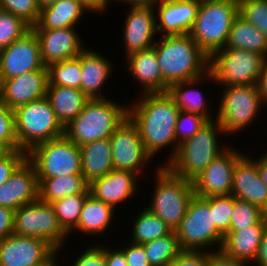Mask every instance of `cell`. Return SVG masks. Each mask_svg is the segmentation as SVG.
I'll list each match as a JSON object with an SVG mask.
<instances>
[{
    "label": "cell",
    "mask_w": 267,
    "mask_h": 266,
    "mask_svg": "<svg viewBox=\"0 0 267 266\" xmlns=\"http://www.w3.org/2000/svg\"><path fill=\"white\" fill-rule=\"evenodd\" d=\"M145 98L128 111L138 128L146 151L154 156L159 149L176 142L179 109L168 93H145Z\"/></svg>",
    "instance_id": "1"
},
{
    "label": "cell",
    "mask_w": 267,
    "mask_h": 266,
    "mask_svg": "<svg viewBox=\"0 0 267 266\" xmlns=\"http://www.w3.org/2000/svg\"><path fill=\"white\" fill-rule=\"evenodd\" d=\"M162 38L153 47L164 79V93L171 84L201 78L208 72L209 57L189 33Z\"/></svg>",
    "instance_id": "2"
},
{
    "label": "cell",
    "mask_w": 267,
    "mask_h": 266,
    "mask_svg": "<svg viewBox=\"0 0 267 266\" xmlns=\"http://www.w3.org/2000/svg\"><path fill=\"white\" fill-rule=\"evenodd\" d=\"M128 110L105 98L89 99L82 112L64 127V135L78 146L108 139L128 117Z\"/></svg>",
    "instance_id": "3"
},
{
    "label": "cell",
    "mask_w": 267,
    "mask_h": 266,
    "mask_svg": "<svg viewBox=\"0 0 267 266\" xmlns=\"http://www.w3.org/2000/svg\"><path fill=\"white\" fill-rule=\"evenodd\" d=\"M238 14V0H201L189 34L209 57L225 47Z\"/></svg>",
    "instance_id": "4"
},
{
    "label": "cell",
    "mask_w": 267,
    "mask_h": 266,
    "mask_svg": "<svg viewBox=\"0 0 267 266\" xmlns=\"http://www.w3.org/2000/svg\"><path fill=\"white\" fill-rule=\"evenodd\" d=\"M14 114L18 150L28 153L37 144L64 135V127L46 97L18 106Z\"/></svg>",
    "instance_id": "5"
},
{
    "label": "cell",
    "mask_w": 267,
    "mask_h": 266,
    "mask_svg": "<svg viewBox=\"0 0 267 266\" xmlns=\"http://www.w3.org/2000/svg\"><path fill=\"white\" fill-rule=\"evenodd\" d=\"M209 121L193 137L179 145L166 165L174 174L193 181L224 150L216 142V131L224 133L218 120Z\"/></svg>",
    "instance_id": "6"
},
{
    "label": "cell",
    "mask_w": 267,
    "mask_h": 266,
    "mask_svg": "<svg viewBox=\"0 0 267 266\" xmlns=\"http://www.w3.org/2000/svg\"><path fill=\"white\" fill-rule=\"evenodd\" d=\"M155 195L147 209L175 231L194 194L193 182L174 174L166 165L158 171Z\"/></svg>",
    "instance_id": "7"
},
{
    "label": "cell",
    "mask_w": 267,
    "mask_h": 266,
    "mask_svg": "<svg viewBox=\"0 0 267 266\" xmlns=\"http://www.w3.org/2000/svg\"><path fill=\"white\" fill-rule=\"evenodd\" d=\"M263 61L262 55L251 51L222 48L209 56L207 75L226 86L257 85Z\"/></svg>",
    "instance_id": "8"
},
{
    "label": "cell",
    "mask_w": 267,
    "mask_h": 266,
    "mask_svg": "<svg viewBox=\"0 0 267 266\" xmlns=\"http://www.w3.org/2000/svg\"><path fill=\"white\" fill-rule=\"evenodd\" d=\"M27 159L34 165L37 178L81 174L80 148L65 135L37 144Z\"/></svg>",
    "instance_id": "9"
},
{
    "label": "cell",
    "mask_w": 267,
    "mask_h": 266,
    "mask_svg": "<svg viewBox=\"0 0 267 266\" xmlns=\"http://www.w3.org/2000/svg\"><path fill=\"white\" fill-rule=\"evenodd\" d=\"M175 232L182 250H199L217 242L222 246L224 239V235L216 228L213 221L210 197L202 198L194 195Z\"/></svg>",
    "instance_id": "10"
},
{
    "label": "cell",
    "mask_w": 267,
    "mask_h": 266,
    "mask_svg": "<svg viewBox=\"0 0 267 266\" xmlns=\"http://www.w3.org/2000/svg\"><path fill=\"white\" fill-rule=\"evenodd\" d=\"M14 233L20 236L41 238L59 250L64 236L51 203L40 198L14 211Z\"/></svg>",
    "instance_id": "11"
},
{
    "label": "cell",
    "mask_w": 267,
    "mask_h": 266,
    "mask_svg": "<svg viewBox=\"0 0 267 266\" xmlns=\"http://www.w3.org/2000/svg\"><path fill=\"white\" fill-rule=\"evenodd\" d=\"M226 89L216 118L224 133H232L251 123L263 100L258 85H232Z\"/></svg>",
    "instance_id": "12"
},
{
    "label": "cell",
    "mask_w": 267,
    "mask_h": 266,
    "mask_svg": "<svg viewBox=\"0 0 267 266\" xmlns=\"http://www.w3.org/2000/svg\"><path fill=\"white\" fill-rule=\"evenodd\" d=\"M44 66L39 41L32 29L0 50V79L14 78Z\"/></svg>",
    "instance_id": "13"
},
{
    "label": "cell",
    "mask_w": 267,
    "mask_h": 266,
    "mask_svg": "<svg viewBox=\"0 0 267 266\" xmlns=\"http://www.w3.org/2000/svg\"><path fill=\"white\" fill-rule=\"evenodd\" d=\"M56 252L44 239L12 234L0 239V266H37Z\"/></svg>",
    "instance_id": "14"
},
{
    "label": "cell",
    "mask_w": 267,
    "mask_h": 266,
    "mask_svg": "<svg viewBox=\"0 0 267 266\" xmlns=\"http://www.w3.org/2000/svg\"><path fill=\"white\" fill-rule=\"evenodd\" d=\"M112 162L116 170L140 171L143 162L152 157L145 149L138 128L127 117L110 137Z\"/></svg>",
    "instance_id": "15"
},
{
    "label": "cell",
    "mask_w": 267,
    "mask_h": 266,
    "mask_svg": "<svg viewBox=\"0 0 267 266\" xmlns=\"http://www.w3.org/2000/svg\"><path fill=\"white\" fill-rule=\"evenodd\" d=\"M224 150L192 181L196 196L207 198L231 194L233 170L243 154L228 147Z\"/></svg>",
    "instance_id": "16"
},
{
    "label": "cell",
    "mask_w": 267,
    "mask_h": 266,
    "mask_svg": "<svg viewBox=\"0 0 267 266\" xmlns=\"http://www.w3.org/2000/svg\"><path fill=\"white\" fill-rule=\"evenodd\" d=\"M48 68L33 70L9 79H0V99L9 108L28 104L46 97Z\"/></svg>",
    "instance_id": "17"
},
{
    "label": "cell",
    "mask_w": 267,
    "mask_h": 266,
    "mask_svg": "<svg viewBox=\"0 0 267 266\" xmlns=\"http://www.w3.org/2000/svg\"><path fill=\"white\" fill-rule=\"evenodd\" d=\"M39 198V183L34 165L26 159L0 186V206L15 211Z\"/></svg>",
    "instance_id": "18"
},
{
    "label": "cell",
    "mask_w": 267,
    "mask_h": 266,
    "mask_svg": "<svg viewBox=\"0 0 267 266\" xmlns=\"http://www.w3.org/2000/svg\"><path fill=\"white\" fill-rule=\"evenodd\" d=\"M39 41L42 63L76 58L84 49L73 27L56 29H32Z\"/></svg>",
    "instance_id": "19"
},
{
    "label": "cell",
    "mask_w": 267,
    "mask_h": 266,
    "mask_svg": "<svg viewBox=\"0 0 267 266\" xmlns=\"http://www.w3.org/2000/svg\"><path fill=\"white\" fill-rule=\"evenodd\" d=\"M231 195L258 206L267 214V187L260 178L257 161L242 156L233 170Z\"/></svg>",
    "instance_id": "20"
},
{
    "label": "cell",
    "mask_w": 267,
    "mask_h": 266,
    "mask_svg": "<svg viewBox=\"0 0 267 266\" xmlns=\"http://www.w3.org/2000/svg\"><path fill=\"white\" fill-rule=\"evenodd\" d=\"M153 6H133L126 17L125 42L127 56L153 47L156 29Z\"/></svg>",
    "instance_id": "21"
},
{
    "label": "cell",
    "mask_w": 267,
    "mask_h": 266,
    "mask_svg": "<svg viewBox=\"0 0 267 266\" xmlns=\"http://www.w3.org/2000/svg\"><path fill=\"white\" fill-rule=\"evenodd\" d=\"M201 4V0H172L158 4L159 21L157 31H164L165 35L189 33Z\"/></svg>",
    "instance_id": "22"
},
{
    "label": "cell",
    "mask_w": 267,
    "mask_h": 266,
    "mask_svg": "<svg viewBox=\"0 0 267 266\" xmlns=\"http://www.w3.org/2000/svg\"><path fill=\"white\" fill-rule=\"evenodd\" d=\"M135 174L137 173L113 169L89 184L90 194L114 207L116 203L124 201L136 191Z\"/></svg>",
    "instance_id": "23"
},
{
    "label": "cell",
    "mask_w": 267,
    "mask_h": 266,
    "mask_svg": "<svg viewBox=\"0 0 267 266\" xmlns=\"http://www.w3.org/2000/svg\"><path fill=\"white\" fill-rule=\"evenodd\" d=\"M267 224H254L240 230H230L219 248L226 256L245 264L256 258Z\"/></svg>",
    "instance_id": "24"
},
{
    "label": "cell",
    "mask_w": 267,
    "mask_h": 266,
    "mask_svg": "<svg viewBox=\"0 0 267 266\" xmlns=\"http://www.w3.org/2000/svg\"><path fill=\"white\" fill-rule=\"evenodd\" d=\"M81 154V174L91 184L114 169L110 138L93 141L79 146Z\"/></svg>",
    "instance_id": "25"
},
{
    "label": "cell",
    "mask_w": 267,
    "mask_h": 266,
    "mask_svg": "<svg viewBox=\"0 0 267 266\" xmlns=\"http://www.w3.org/2000/svg\"><path fill=\"white\" fill-rule=\"evenodd\" d=\"M46 98L63 127L82 112L89 100L80 89L68 86H48Z\"/></svg>",
    "instance_id": "26"
},
{
    "label": "cell",
    "mask_w": 267,
    "mask_h": 266,
    "mask_svg": "<svg viewBox=\"0 0 267 266\" xmlns=\"http://www.w3.org/2000/svg\"><path fill=\"white\" fill-rule=\"evenodd\" d=\"M127 57L132 74L145 87L144 93H164V79L154 47Z\"/></svg>",
    "instance_id": "27"
},
{
    "label": "cell",
    "mask_w": 267,
    "mask_h": 266,
    "mask_svg": "<svg viewBox=\"0 0 267 266\" xmlns=\"http://www.w3.org/2000/svg\"><path fill=\"white\" fill-rule=\"evenodd\" d=\"M80 64L81 91L89 99L103 98L99 92L111 72L110 63L98 53L85 49L80 53Z\"/></svg>",
    "instance_id": "28"
},
{
    "label": "cell",
    "mask_w": 267,
    "mask_h": 266,
    "mask_svg": "<svg viewBox=\"0 0 267 266\" xmlns=\"http://www.w3.org/2000/svg\"><path fill=\"white\" fill-rule=\"evenodd\" d=\"M88 10L79 0H59L58 2L40 9L39 19L31 29H56L74 27Z\"/></svg>",
    "instance_id": "29"
},
{
    "label": "cell",
    "mask_w": 267,
    "mask_h": 266,
    "mask_svg": "<svg viewBox=\"0 0 267 266\" xmlns=\"http://www.w3.org/2000/svg\"><path fill=\"white\" fill-rule=\"evenodd\" d=\"M37 179L39 198L44 202L51 203L75 194H90L89 184L82 174Z\"/></svg>",
    "instance_id": "30"
},
{
    "label": "cell",
    "mask_w": 267,
    "mask_h": 266,
    "mask_svg": "<svg viewBox=\"0 0 267 266\" xmlns=\"http://www.w3.org/2000/svg\"><path fill=\"white\" fill-rule=\"evenodd\" d=\"M224 48L243 49L267 56V37L239 14L235 18Z\"/></svg>",
    "instance_id": "31"
},
{
    "label": "cell",
    "mask_w": 267,
    "mask_h": 266,
    "mask_svg": "<svg viewBox=\"0 0 267 266\" xmlns=\"http://www.w3.org/2000/svg\"><path fill=\"white\" fill-rule=\"evenodd\" d=\"M113 210V206L95 199L90 194L83 204L78 226L75 229L92 235L99 234L108 227Z\"/></svg>",
    "instance_id": "32"
},
{
    "label": "cell",
    "mask_w": 267,
    "mask_h": 266,
    "mask_svg": "<svg viewBox=\"0 0 267 266\" xmlns=\"http://www.w3.org/2000/svg\"><path fill=\"white\" fill-rule=\"evenodd\" d=\"M142 245L151 266H170L182 251L175 231Z\"/></svg>",
    "instance_id": "33"
},
{
    "label": "cell",
    "mask_w": 267,
    "mask_h": 266,
    "mask_svg": "<svg viewBox=\"0 0 267 266\" xmlns=\"http://www.w3.org/2000/svg\"><path fill=\"white\" fill-rule=\"evenodd\" d=\"M199 78L186 80L183 82H177L171 84L168 87L167 93L174 100L176 106L179 110L184 112L198 113L204 117H206L209 121H212L213 118L205 110L203 95L194 89H186L183 91L185 85L194 84V82L198 81Z\"/></svg>",
    "instance_id": "34"
},
{
    "label": "cell",
    "mask_w": 267,
    "mask_h": 266,
    "mask_svg": "<svg viewBox=\"0 0 267 266\" xmlns=\"http://www.w3.org/2000/svg\"><path fill=\"white\" fill-rule=\"evenodd\" d=\"M47 68L48 86H68L81 90L80 54L73 59L50 63Z\"/></svg>",
    "instance_id": "35"
},
{
    "label": "cell",
    "mask_w": 267,
    "mask_h": 266,
    "mask_svg": "<svg viewBox=\"0 0 267 266\" xmlns=\"http://www.w3.org/2000/svg\"><path fill=\"white\" fill-rule=\"evenodd\" d=\"M133 243L142 244L166 236L172 229L147 208L137 217L133 228Z\"/></svg>",
    "instance_id": "36"
},
{
    "label": "cell",
    "mask_w": 267,
    "mask_h": 266,
    "mask_svg": "<svg viewBox=\"0 0 267 266\" xmlns=\"http://www.w3.org/2000/svg\"><path fill=\"white\" fill-rule=\"evenodd\" d=\"M89 195L75 194L51 202L58 222L67 234L78 226L83 204Z\"/></svg>",
    "instance_id": "37"
},
{
    "label": "cell",
    "mask_w": 267,
    "mask_h": 266,
    "mask_svg": "<svg viewBox=\"0 0 267 266\" xmlns=\"http://www.w3.org/2000/svg\"><path fill=\"white\" fill-rule=\"evenodd\" d=\"M254 224H267V214L258 206L234 197L230 230H240Z\"/></svg>",
    "instance_id": "38"
},
{
    "label": "cell",
    "mask_w": 267,
    "mask_h": 266,
    "mask_svg": "<svg viewBox=\"0 0 267 266\" xmlns=\"http://www.w3.org/2000/svg\"><path fill=\"white\" fill-rule=\"evenodd\" d=\"M30 29L21 18L0 9V50L21 38Z\"/></svg>",
    "instance_id": "39"
},
{
    "label": "cell",
    "mask_w": 267,
    "mask_h": 266,
    "mask_svg": "<svg viewBox=\"0 0 267 266\" xmlns=\"http://www.w3.org/2000/svg\"><path fill=\"white\" fill-rule=\"evenodd\" d=\"M186 122H188L187 126ZM208 122L209 120L206 117L198 113L180 110L175 127L176 141L179 142L176 144L172 158L176 155L179 145L193 137Z\"/></svg>",
    "instance_id": "40"
},
{
    "label": "cell",
    "mask_w": 267,
    "mask_h": 266,
    "mask_svg": "<svg viewBox=\"0 0 267 266\" xmlns=\"http://www.w3.org/2000/svg\"><path fill=\"white\" fill-rule=\"evenodd\" d=\"M239 15L267 37V0H238Z\"/></svg>",
    "instance_id": "41"
},
{
    "label": "cell",
    "mask_w": 267,
    "mask_h": 266,
    "mask_svg": "<svg viewBox=\"0 0 267 266\" xmlns=\"http://www.w3.org/2000/svg\"><path fill=\"white\" fill-rule=\"evenodd\" d=\"M234 209V197L230 195L210 196V211L216 228L225 236L230 231V220Z\"/></svg>",
    "instance_id": "42"
},
{
    "label": "cell",
    "mask_w": 267,
    "mask_h": 266,
    "mask_svg": "<svg viewBox=\"0 0 267 266\" xmlns=\"http://www.w3.org/2000/svg\"><path fill=\"white\" fill-rule=\"evenodd\" d=\"M0 9L21 18L30 27L36 25L40 15L36 0H0Z\"/></svg>",
    "instance_id": "43"
},
{
    "label": "cell",
    "mask_w": 267,
    "mask_h": 266,
    "mask_svg": "<svg viewBox=\"0 0 267 266\" xmlns=\"http://www.w3.org/2000/svg\"><path fill=\"white\" fill-rule=\"evenodd\" d=\"M0 142L6 143L12 150H18L15 131L14 109L9 108L0 99Z\"/></svg>",
    "instance_id": "44"
},
{
    "label": "cell",
    "mask_w": 267,
    "mask_h": 266,
    "mask_svg": "<svg viewBox=\"0 0 267 266\" xmlns=\"http://www.w3.org/2000/svg\"><path fill=\"white\" fill-rule=\"evenodd\" d=\"M27 159L23 150H13L6 158L0 160V186L11 177L15 170Z\"/></svg>",
    "instance_id": "45"
},
{
    "label": "cell",
    "mask_w": 267,
    "mask_h": 266,
    "mask_svg": "<svg viewBox=\"0 0 267 266\" xmlns=\"http://www.w3.org/2000/svg\"><path fill=\"white\" fill-rule=\"evenodd\" d=\"M170 266H208V252L182 250Z\"/></svg>",
    "instance_id": "46"
},
{
    "label": "cell",
    "mask_w": 267,
    "mask_h": 266,
    "mask_svg": "<svg viewBox=\"0 0 267 266\" xmlns=\"http://www.w3.org/2000/svg\"><path fill=\"white\" fill-rule=\"evenodd\" d=\"M73 266H106V248L89 247L77 258Z\"/></svg>",
    "instance_id": "47"
},
{
    "label": "cell",
    "mask_w": 267,
    "mask_h": 266,
    "mask_svg": "<svg viewBox=\"0 0 267 266\" xmlns=\"http://www.w3.org/2000/svg\"><path fill=\"white\" fill-rule=\"evenodd\" d=\"M128 266H151L142 244L132 243L127 249H122Z\"/></svg>",
    "instance_id": "48"
},
{
    "label": "cell",
    "mask_w": 267,
    "mask_h": 266,
    "mask_svg": "<svg viewBox=\"0 0 267 266\" xmlns=\"http://www.w3.org/2000/svg\"><path fill=\"white\" fill-rule=\"evenodd\" d=\"M14 211L10 208L0 206V239L14 233Z\"/></svg>",
    "instance_id": "49"
},
{
    "label": "cell",
    "mask_w": 267,
    "mask_h": 266,
    "mask_svg": "<svg viewBox=\"0 0 267 266\" xmlns=\"http://www.w3.org/2000/svg\"><path fill=\"white\" fill-rule=\"evenodd\" d=\"M208 266H245V263L226 256L221 250L208 253Z\"/></svg>",
    "instance_id": "50"
},
{
    "label": "cell",
    "mask_w": 267,
    "mask_h": 266,
    "mask_svg": "<svg viewBox=\"0 0 267 266\" xmlns=\"http://www.w3.org/2000/svg\"><path fill=\"white\" fill-rule=\"evenodd\" d=\"M106 266H128L124 252L106 249Z\"/></svg>",
    "instance_id": "51"
},
{
    "label": "cell",
    "mask_w": 267,
    "mask_h": 266,
    "mask_svg": "<svg viewBox=\"0 0 267 266\" xmlns=\"http://www.w3.org/2000/svg\"><path fill=\"white\" fill-rule=\"evenodd\" d=\"M254 261L258 263V266H267V226L263 233L261 243L259 245V249Z\"/></svg>",
    "instance_id": "52"
},
{
    "label": "cell",
    "mask_w": 267,
    "mask_h": 266,
    "mask_svg": "<svg viewBox=\"0 0 267 266\" xmlns=\"http://www.w3.org/2000/svg\"><path fill=\"white\" fill-rule=\"evenodd\" d=\"M259 92L261 94L262 100L267 101V56L264 58L262 72L258 82Z\"/></svg>",
    "instance_id": "53"
},
{
    "label": "cell",
    "mask_w": 267,
    "mask_h": 266,
    "mask_svg": "<svg viewBox=\"0 0 267 266\" xmlns=\"http://www.w3.org/2000/svg\"><path fill=\"white\" fill-rule=\"evenodd\" d=\"M88 10L103 11L106 8L108 0H79Z\"/></svg>",
    "instance_id": "54"
},
{
    "label": "cell",
    "mask_w": 267,
    "mask_h": 266,
    "mask_svg": "<svg viewBox=\"0 0 267 266\" xmlns=\"http://www.w3.org/2000/svg\"><path fill=\"white\" fill-rule=\"evenodd\" d=\"M257 167L260 174V178L267 187V154L262 156L261 159H258Z\"/></svg>",
    "instance_id": "55"
},
{
    "label": "cell",
    "mask_w": 267,
    "mask_h": 266,
    "mask_svg": "<svg viewBox=\"0 0 267 266\" xmlns=\"http://www.w3.org/2000/svg\"><path fill=\"white\" fill-rule=\"evenodd\" d=\"M132 4V6H153L157 3V0H120Z\"/></svg>",
    "instance_id": "56"
},
{
    "label": "cell",
    "mask_w": 267,
    "mask_h": 266,
    "mask_svg": "<svg viewBox=\"0 0 267 266\" xmlns=\"http://www.w3.org/2000/svg\"><path fill=\"white\" fill-rule=\"evenodd\" d=\"M12 151L6 143L0 142V160L6 158Z\"/></svg>",
    "instance_id": "57"
},
{
    "label": "cell",
    "mask_w": 267,
    "mask_h": 266,
    "mask_svg": "<svg viewBox=\"0 0 267 266\" xmlns=\"http://www.w3.org/2000/svg\"><path fill=\"white\" fill-rule=\"evenodd\" d=\"M39 9H43L45 7H48L56 2H58L59 0H36Z\"/></svg>",
    "instance_id": "58"
},
{
    "label": "cell",
    "mask_w": 267,
    "mask_h": 266,
    "mask_svg": "<svg viewBox=\"0 0 267 266\" xmlns=\"http://www.w3.org/2000/svg\"><path fill=\"white\" fill-rule=\"evenodd\" d=\"M55 254L44 264H40V265H37V266H55Z\"/></svg>",
    "instance_id": "59"
},
{
    "label": "cell",
    "mask_w": 267,
    "mask_h": 266,
    "mask_svg": "<svg viewBox=\"0 0 267 266\" xmlns=\"http://www.w3.org/2000/svg\"><path fill=\"white\" fill-rule=\"evenodd\" d=\"M159 1L160 2H166V1H172V0H157V2Z\"/></svg>",
    "instance_id": "60"
}]
</instances>
